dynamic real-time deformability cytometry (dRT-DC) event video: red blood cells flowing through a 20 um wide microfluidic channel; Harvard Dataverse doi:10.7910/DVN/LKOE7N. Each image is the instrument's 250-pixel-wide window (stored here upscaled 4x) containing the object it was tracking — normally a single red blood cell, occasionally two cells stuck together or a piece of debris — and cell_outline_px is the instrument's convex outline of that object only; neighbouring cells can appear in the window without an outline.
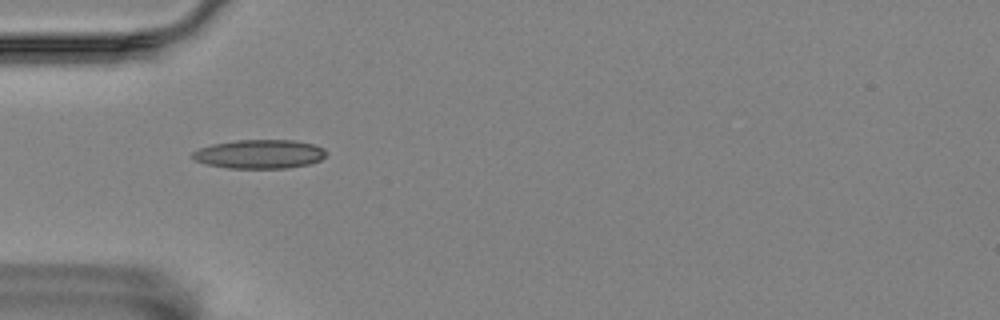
{"species": "Egyptian fruit bat (a non-hibernating species)", "species_latin": "Rousettus aegyptiacus", "temperature_condition": "room temperature", "stored_images_in_passage": 37, "camera_frame_rate_fps": 3000, "um_per_image_px": 0.085, "animal": {"sex": "female"}, "frame": {"image": 1, "passage_image": 1, "time_ms": 0.0, "image_size_px": [1000, 320], "cell_outline_px": [[324, 156], [320, 160], [308, 164], [288, 168], [228, 168], [208, 164], [196, 160], [192, 156], [192, 152], [200, 148], [212, 144], [236, 140], [292, 140], [312, 144], [324, 148]], "centroid_in_image_um": [22.05, 13.09], "position_along_channel_um": 63.0, "area_um2": 22.25}}
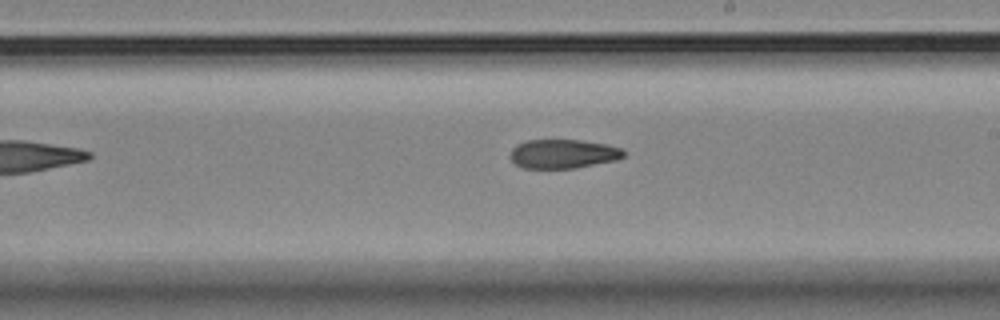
{"frame": {"image": 2, "passage_image": 16, "time_ms": 5.0, "image_size_px": [1000, 320], "cell_outline_px": [[628, 152], [624, 156], [616, 160], [576, 168], [520, 168], [512, 160], [512, 148], [516, 144], [528, 140], [580, 140], [604, 144], [624, 148]], "centroid_in_image_um": [47.91, 13.08], "position_along_channel_um": 241.1, "area_um2": 19.25}}
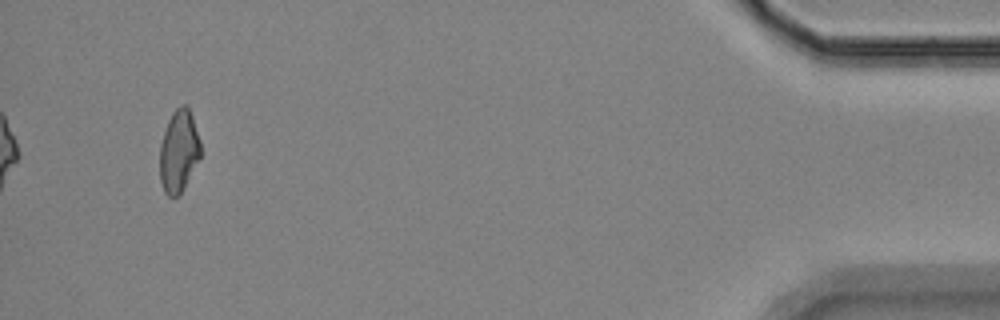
{"frame": {"image": 3, "passage_image": 37, "time_ms": 12.0, "image_size_px": [1000, 320], "cell_outline_px": [[200, 156], [184, 188], [176, 196], [168, 196], [164, 192], [160, 180], [160, 144], [168, 120], [172, 112], [180, 104], [184, 104], [188, 108], [192, 116], [200, 140]], "centroid_in_image_um": [15.18, 12.83], "position_along_channel_um": 420.0, "area_um2": 19.36}, "authors_computed_cell_mechanics": {"area_um2": 20.1722, "velocity_mm_per_s": 3.579, "shape_relaxation_time_tau1_ms": null, "shape_relaxation_time_tau2_ms": 8.3385, "deformation_change_tau1": null, "deformation_change_tau2": 0.1686}}